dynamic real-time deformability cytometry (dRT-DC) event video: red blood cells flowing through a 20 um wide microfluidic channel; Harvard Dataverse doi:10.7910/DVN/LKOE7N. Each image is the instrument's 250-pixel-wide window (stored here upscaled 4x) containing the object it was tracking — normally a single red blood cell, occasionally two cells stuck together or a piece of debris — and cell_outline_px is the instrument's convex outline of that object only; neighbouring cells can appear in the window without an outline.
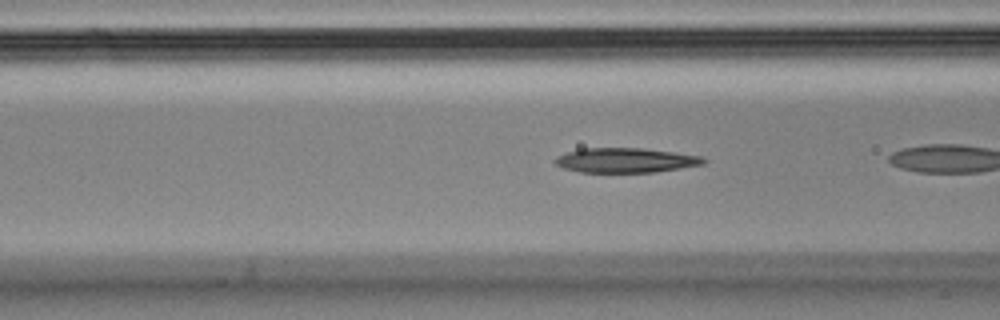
{"species": "Egyptian fruit bat (a non-hibernating species)", "species_latin": "Rousettus aegyptiacus", "temperature_condition": "cold", "stored_images_in_passage": 7, "camera_frame_rate_fps": 3000, "um_per_image_px": 0.085, "animal": {"sex": "male"}, "frame": {"image": 1, "passage_image": 4, "time_ms": 1.0, "image_size_px": [1000, 320], "cell_outline_px": [[708, 160], [704, 164], [656, 172], [580, 172], [564, 168], [556, 164], [552, 160], [568, 152], [580, 148], [644, 148], [700, 156]], "centroid_in_image_um": [53.18, 13.62], "position_along_channel_um": 113.4, "area_um2": 21.21}}